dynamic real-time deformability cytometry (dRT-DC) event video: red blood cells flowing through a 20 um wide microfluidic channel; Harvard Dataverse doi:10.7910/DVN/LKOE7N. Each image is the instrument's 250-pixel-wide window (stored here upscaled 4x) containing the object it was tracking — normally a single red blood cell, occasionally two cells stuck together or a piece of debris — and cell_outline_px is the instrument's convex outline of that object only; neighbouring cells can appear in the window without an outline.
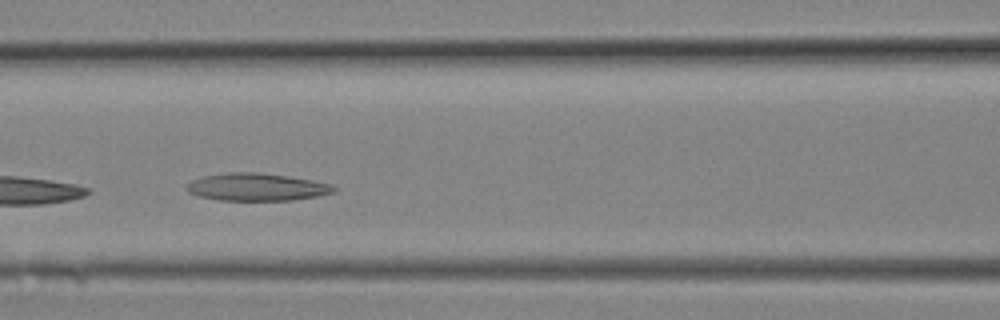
{"species": "Egyptian fruit bat (a non-hibernating species)", "species_latin": "Rousettus aegyptiacus", "temperature_condition": "room temperature", "stored_images_in_passage": 21, "camera_frame_rate_fps": 3000, "um_per_image_px": 0.085, "animal": {"sex": "female"}, "frame": {"image": 1, "passage_image": 10, "time_ms": 3.0, "image_size_px": [1000, 320], "cell_outline_px": [[336, 192], [316, 196], [292, 200], [220, 200], [200, 196], [188, 192], [188, 184], [192, 180], [200, 176], [228, 172], [256, 172], [288, 176], [312, 180], [328, 184], [336, 188]], "centroid_in_image_um": [21.81, 15.89], "position_along_channel_um": 144.8, "area_um2": 23.41}}
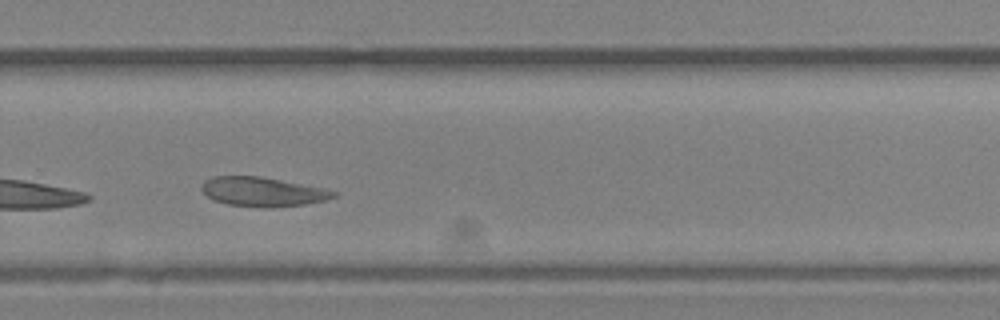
{"frame": {"image": 2, "passage_image": 15, "time_ms": 4.667, "image_size_px": [1000, 320], "cell_outline_px": [[340, 192], [336, 196], [324, 200], [304, 204], [228, 204], [216, 200], [208, 196], [200, 188], [204, 180], [212, 176], [260, 176], [324, 188]], "centroid_in_image_um": [22.32, 16.23], "position_along_channel_um": 307.5, "area_um2": 21.27}}